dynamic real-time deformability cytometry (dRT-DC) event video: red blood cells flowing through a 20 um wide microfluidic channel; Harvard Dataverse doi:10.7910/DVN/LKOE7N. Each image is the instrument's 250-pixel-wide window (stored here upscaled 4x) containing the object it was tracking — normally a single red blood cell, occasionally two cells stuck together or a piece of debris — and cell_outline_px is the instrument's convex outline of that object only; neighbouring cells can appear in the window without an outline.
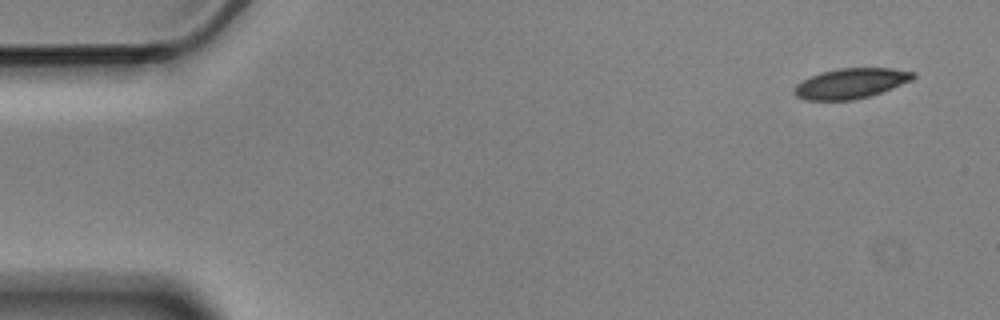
{"species": "Egyptian fruit bat (a non-hibernating species)", "species_latin": "Rousettus aegyptiacus", "temperature_condition": "cold", "stored_images_in_passage": 4, "camera_frame_rate_fps": 3000, "um_per_image_px": 0.085, "animal": {"sex": "male"}, "frame": {"image": 1, "passage_image": 1, "time_ms": 0.0, "image_size_px": [1000, 320], "cell_outline_px": [[916, 76], [912, 80], [892, 88], [868, 96], [852, 100], [804, 100], [796, 96], [792, 92], [792, 88], [796, 84], [820, 72], [840, 68], [892, 68], [916, 72]], "centroid_in_image_um": [72.3, 7.08], "position_along_channel_um": 12.7, "area_um2": 20.92}}
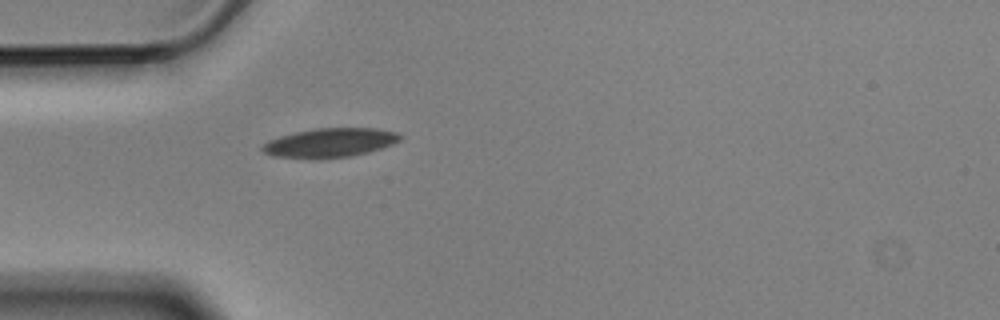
{"frame": {"image": 2, "passage_image": 4, "time_ms": 1.0, "image_size_px": [1000, 320], "cell_outline_px": [[404, 136], [400, 140], [392, 144], [368, 152], [348, 156], [316, 160], [312, 160], [272, 156], [264, 152], [260, 148], [268, 140], [280, 136], [296, 132], [316, 128], [376, 128], [400, 132]], "centroid_in_image_um": [28.04, 12.14], "position_along_channel_um": 57.0, "area_um2": 23.7}}